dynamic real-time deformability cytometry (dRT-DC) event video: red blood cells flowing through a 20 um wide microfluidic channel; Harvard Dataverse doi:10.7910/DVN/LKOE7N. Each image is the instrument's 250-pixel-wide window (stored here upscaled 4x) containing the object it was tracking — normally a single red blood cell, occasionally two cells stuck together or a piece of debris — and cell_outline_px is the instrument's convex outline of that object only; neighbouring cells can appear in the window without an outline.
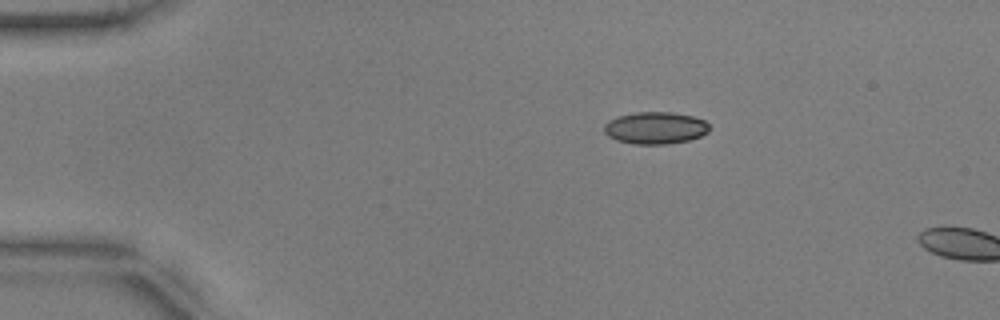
{"species": "common noctule bat (a hibernating species)", "species_latin": "Nyctalus noctula", "temperature_condition": "warm", "stored_images_in_passage": 3, "camera_frame_rate_fps": 3000, "um_per_image_px": 0.085, "animal": {"sex": "male", "body_mass_g": 17.9, "forearm_length_mm": 54.2}, "frame": {"image": 1, "passage_image": 1, "time_ms": 0.0, "image_size_px": [1000, 320], "cell_outline_px": [[708, 132], [700, 136], [688, 140], [664, 144], [636, 144], [616, 140], [608, 136], [604, 132], [604, 124], [608, 120], [620, 116], [636, 112], [672, 112], [692, 116], [704, 120], [708, 124]], "centroid_in_image_um": [55.68, 10.87], "position_along_channel_um": 29.3, "area_um2": 19.54}}